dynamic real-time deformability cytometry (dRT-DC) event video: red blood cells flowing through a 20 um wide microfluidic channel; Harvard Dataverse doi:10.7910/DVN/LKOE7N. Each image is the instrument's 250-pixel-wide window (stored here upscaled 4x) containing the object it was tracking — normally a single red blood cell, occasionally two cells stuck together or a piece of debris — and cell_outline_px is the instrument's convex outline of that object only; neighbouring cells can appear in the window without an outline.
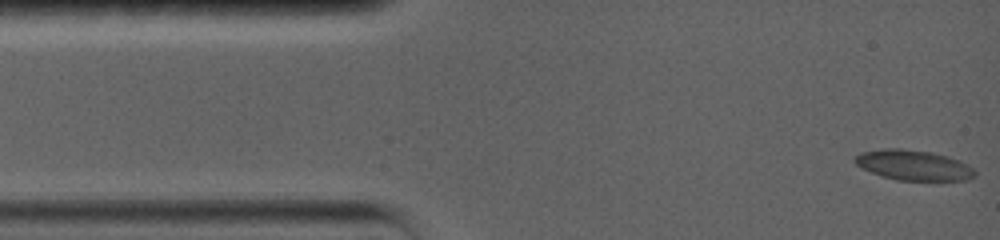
{"species": "common noctule bat (a hibernating species)", "species_latin": "Nyctalus noctula", "temperature_condition": "warm", "stored_images_in_passage": 61, "camera_frame_rate_fps": 5000, "um_per_image_px": 0.085, "animal": {"sex": "female", "body_mass_g": 19.0, "forearm_length_mm": 56.7}, "frame": {"image": 1, "passage_image": 1, "time_ms": 0.0, "image_size_px": [1000, 240], "cell_outline_px": [[976, 176], [968, 180], [896, 180], [872, 172], [856, 164], [852, 160], [860, 152], [888, 148], [900, 148], [932, 152], [948, 156], [960, 160], [972, 168], [976, 172]], "centroid_in_image_um": [77.67, 14.03], "position_along_channel_um": 7.3, "area_um2": 21.04}}
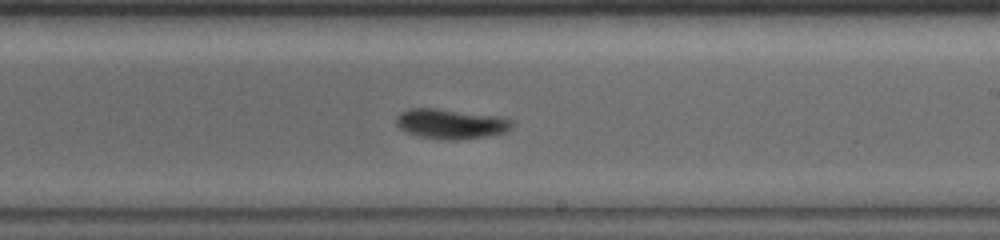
{"frame": {"image": 2, "passage_image": 26, "time_ms": 9.0, "image_size_px": [1000, 240], "cell_outline_px": [[512, 128], [504, 132], [488, 136], [464, 140], [448, 140], [420, 136], [408, 132], [400, 128], [396, 124], [396, 116], [400, 112], [412, 108], [436, 108], [500, 116], [512, 120]], "centroid_in_image_um": [38.34, 10.52], "position_along_channel_um": 250.7, "area_um2": 20.23}}
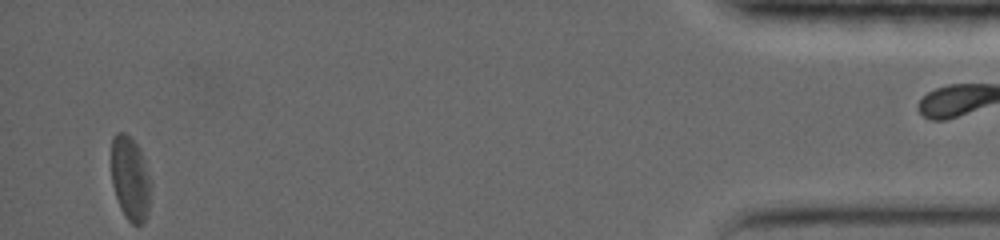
{"frame": {"image": 3, "passage_image": 60, "time_ms": 16.8, "image_size_px": [1000, 240], "cell_outline_px": [[148, 212], [144, 220], [140, 224], [132, 224], [128, 220], [120, 208], [112, 184], [112, 136], [116, 132], [124, 132], [140, 148], [148, 176]], "centroid_in_image_um": [11.02, 15.15], "position_along_channel_um": 424.2, "area_um2": 18.67}}